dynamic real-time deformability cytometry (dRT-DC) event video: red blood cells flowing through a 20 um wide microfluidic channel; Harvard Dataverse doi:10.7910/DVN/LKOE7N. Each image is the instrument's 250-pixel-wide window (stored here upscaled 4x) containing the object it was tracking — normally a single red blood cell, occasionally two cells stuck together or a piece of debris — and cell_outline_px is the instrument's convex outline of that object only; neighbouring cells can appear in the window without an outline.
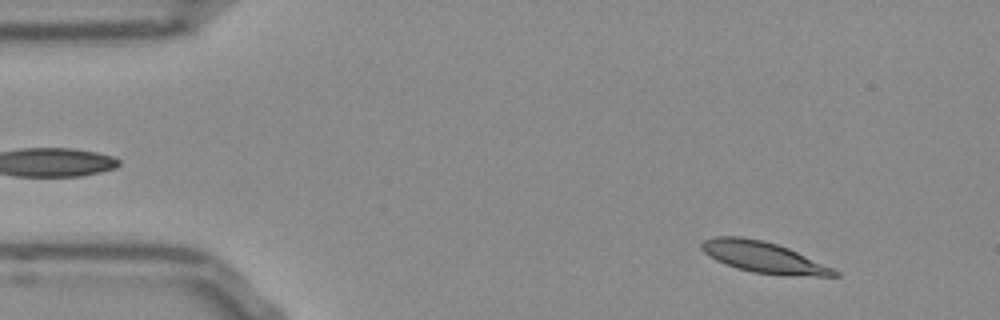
{"species": "Egyptian fruit bat (a non-hibernating species)", "species_latin": "Rousettus aegyptiacus", "temperature_condition": "room temperature", "stored_images_in_passage": 48, "camera_frame_rate_fps": 3000, "um_per_image_px": 0.085, "frame": {"image": 1, "passage_image": 1, "time_ms": 0.0, "image_size_px": [1000, 320], "cell_outline_px": [[840, 276], [816, 276], [752, 272], [736, 268], [716, 260], [704, 252], [700, 248], [700, 244], [704, 240], [712, 236], [740, 236], [764, 240], [788, 248], [832, 268], [840, 272]], "centroid_in_image_um": [64.84, 21.84], "position_along_channel_um": 20.2, "area_um2": 23.64}}
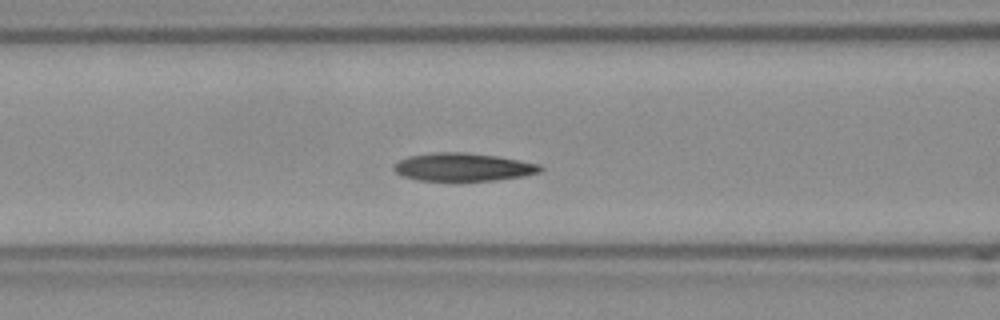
{"frame": {"image": 2, "passage_image": 16, "time_ms": 5.0, "image_size_px": [1000, 320], "cell_outline_px": [[544, 168], [540, 172], [524, 176], [496, 180], [416, 180], [404, 176], [396, 172], [392, 168], [400, 160], [408, 156], [436, 152], [464, 152], [496, 156], [540, 164]], "centroid_in_image_um": [39.38, 14.2], "position_along_channel_um": 127.2, "area_um2": 23.7}}
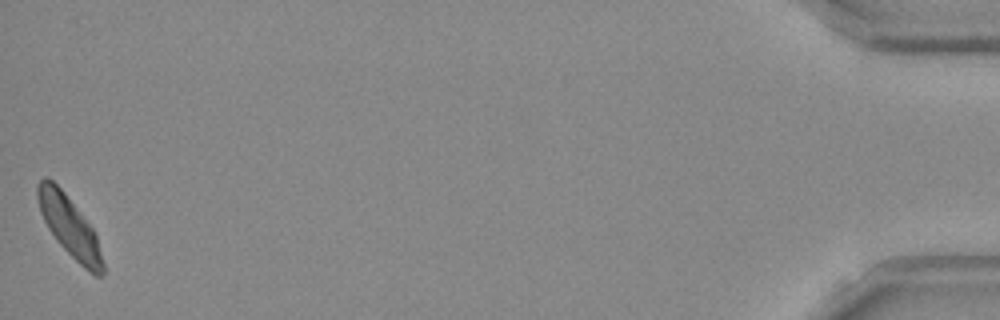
{"frame": {"image": 3, "passage_image": 48, "time_ms": 15.667, "image_size_px": [1000, 320], "cell_outline_px": [[104, 276], [96, 276], [84, 268], [56, 240], [48, 228], [40, 212], [36, 200], [36, 184], [44, 176], [52, 180], [64, 192], [92, 228], [96, 236], [104, 264]], "centroid_in_image_um": [5.87, 19.23], "position_along_channel_um": 429.3, "area_um2": 22.66}, "authors_computed_cell_mechanics": {"area_um2": 23.4957, "velocity_mm_per_s": 3.7762, "shape_relaxation_time_tau1_ms": 7.0665, "shape_relaxation_time_tau2_ms": 2.9562, "deformation_change_tau1": 0.1642, "deformation_change_tau2": 0.0782}}